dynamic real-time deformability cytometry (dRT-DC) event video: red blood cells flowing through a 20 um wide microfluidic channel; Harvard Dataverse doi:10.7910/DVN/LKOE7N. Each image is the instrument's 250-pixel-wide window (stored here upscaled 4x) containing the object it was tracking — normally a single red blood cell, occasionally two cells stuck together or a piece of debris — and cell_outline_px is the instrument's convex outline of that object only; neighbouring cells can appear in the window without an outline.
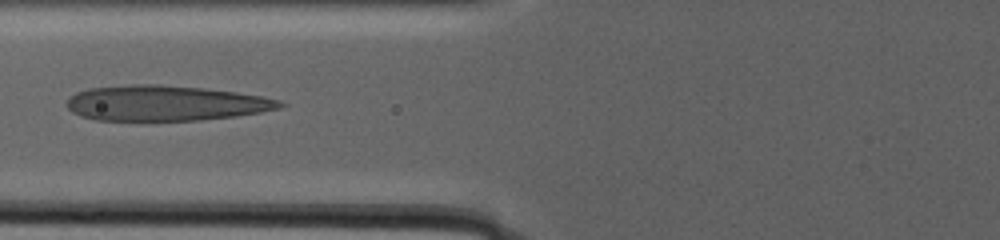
{"species": "human", "species_latin": "Homo sapiens", "temperature_condition": "warm", "stored_images_in_passage": 85, "camera_frame_rate_fps": 3000, "um_per_image_px": 0.085, "donor": {"sex": "male"}, "frame": {"image": 1, "passage_image": 39, "time_ms": 15.667, "image_size_px": [1000, 240], "cell_outline_px": [[288, 104], [280, 108], [260, 112], [236, 116], [200, 120], [96, 120], [80, 116], [72, 112], [64, 104], [68, 96], [76, 92], [88, 88], [132, 84], [160, 84], [204, 88], [236, 92], [260, 96], [280, 100]], "centroid_in_image_um": [14.02, 8.76], "position_along_channel_um": 111.8, "area_um2": 44.16}}
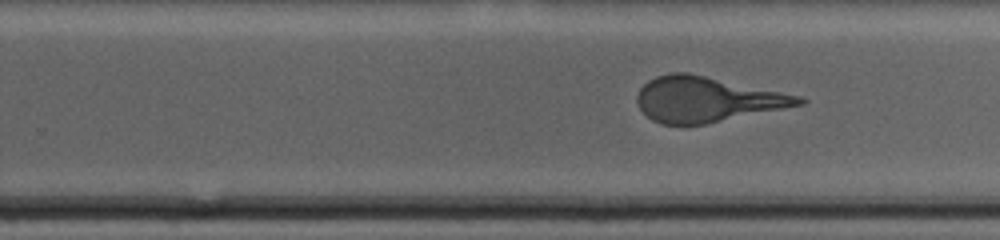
{"frame": {"image": 2, "passage_image": 51, "time_ms": 23.333, "image_size_px": [1000, 240], "cell_outline_px": [[808, 100], [804, 104], [704, 124], [660, 124], [652, 120], [640, 108], [636, 100], [636, 96], [640, 88], [648, 80], [656, 76], [672, 72], [688, 72], [800, 96]], "centroid_in_image_um": [60.04, 8.43], "position_along_channel_um": 269.8, "area_um2": 42.14}}
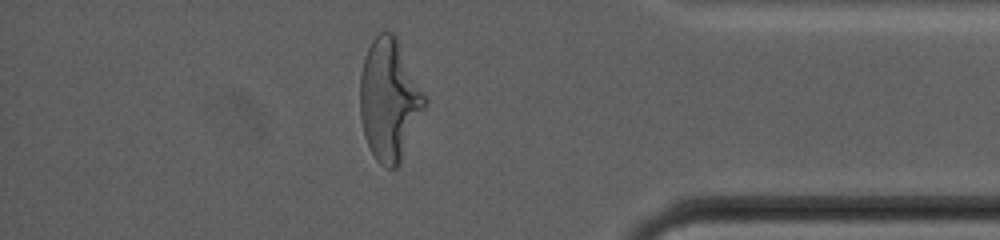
{"frame": {"image": 3, "passage_image": 73, "time_ms": 30.667, "image_size_px": [1000, 240], "cell_outline_px": [[428, 100], [400, 164], [396, 168], [388, 168], [380, 164], [376, 160], [364, 136], [360, 116], [360, 76], [364, 56], [372, 40], [384, 28], [392, 32], [396, 36], [428, 96]], "centroid_in_image_um": [33.11, 8.45], "position_along_channel_um": 402.1, "area_um2": 46.36}}